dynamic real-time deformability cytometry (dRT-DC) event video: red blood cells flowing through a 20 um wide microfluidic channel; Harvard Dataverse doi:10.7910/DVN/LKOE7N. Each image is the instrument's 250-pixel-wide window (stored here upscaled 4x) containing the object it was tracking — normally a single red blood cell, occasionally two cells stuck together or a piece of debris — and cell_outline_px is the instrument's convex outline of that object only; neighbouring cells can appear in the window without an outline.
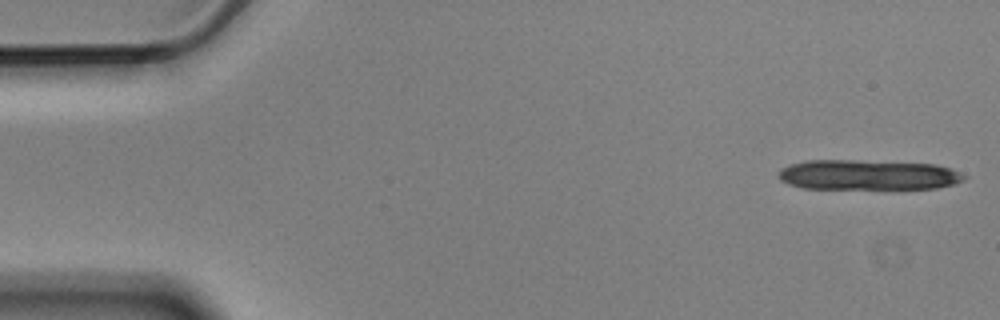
{"species": "Egyptian fruit bat (a non-hibernating species)", "species_latin": "Rousettus aegyptiacus", "temperature_condition": "cold", "stored_images_in_passage": 5, "camera_frame_rate_fps": 3000, "um_per_image_px": 0.085, "animal": {"sex": "male"}, "frame": {"image": 1, "passage_image": 1, "time_ms": 0.0, "image_size_px": [1000, 320], "cell_outline_px": [[968, 176], [964, 180], [956, 184], [936, 188], [804, 188], [788, 184], [780, 180], [780, 168], [788, 164], [808, 160], [856, 160], [936, 164], [952, 168]], "centroid_in_image_um": [73.81, 14.85], "position_along_channel_um": 11.2, "area_um2": 32.66}}